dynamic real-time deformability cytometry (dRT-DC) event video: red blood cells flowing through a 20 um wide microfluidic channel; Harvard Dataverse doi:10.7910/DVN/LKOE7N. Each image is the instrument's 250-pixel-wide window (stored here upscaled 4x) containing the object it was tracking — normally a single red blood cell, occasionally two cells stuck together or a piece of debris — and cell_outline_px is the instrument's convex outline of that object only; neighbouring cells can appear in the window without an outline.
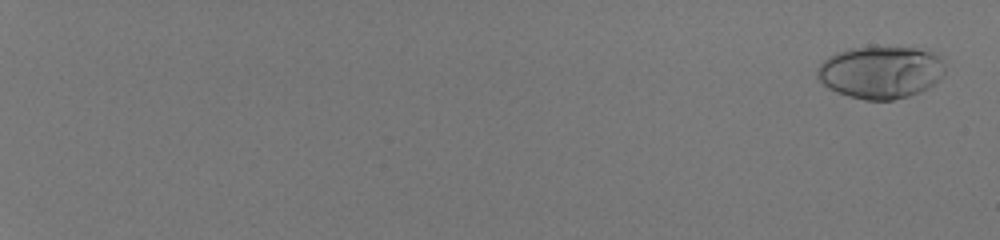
{"species": "human", "species_latin": "Homo sapiens", "temperature_condition": "room temperature", "stored_images_in_passage": 57, "camera_frame_rate_fps": 3000, "um_per_image_px": 0.085, "donor": {"sex": "male"}, "frame": {"image": 1, "passage_image": 3, "time_ms": 0.667, "image_size_px": [1000, 240], "cell_outline_px": [[944, 76], [940, 80], [928, 88], [920, 92], [908, 96], [892, 100], [864, 100], [836, 92], [828, 88], [816, 76], [816, 68], [828, 56], [836, 52], [852, 48], [916, 48], [940, 56], [944, 64]], "centroid_in_image_um": [74.85, 6.16], "position_along_channel_um": 10.1, "area_um2": 38.96}}
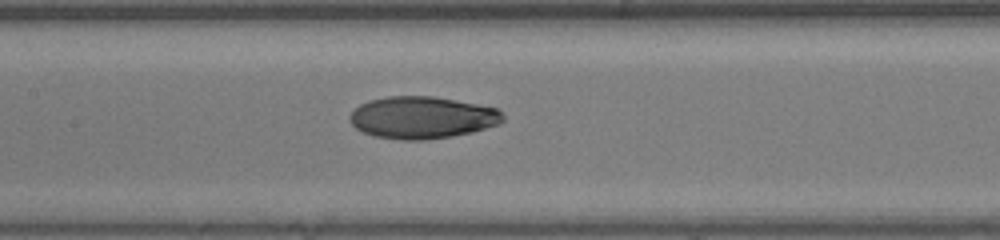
{"frame": {"image": 2, "passage_image": 35, "time_ms": 11.333, "image_size_px": [1000, 240], "cell_outline_px": [[504, 120], [500, 124], [472, 132], [452, 136], [424, 140], [404, 140], [376, 136], [364, 132], [356, 128], [352, 124], [348, 116], [360, 104], [368, 100], [388, 96], [432, 96], [476, 104], [496, 108], [504, 116]], "centroid_in_image_um": [35.88, 9.99], "position_along_channel_um": 171.5, "area_um2": 37.4}}
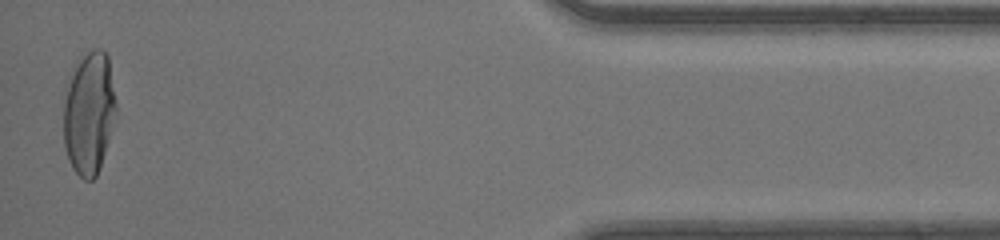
{"frame": {"image": 3, "passage_image": 57, "time_ms": 18.667, "image_size_px": [1000, 240], "cell_outline_px": [[116, 108], [108, 140], [100, 168], [96, 176], [92, 180], [84, 180], [72, 168], [68, 160], [64, 148], [64, 104], [68, 88], [76, 64], [92, 48], [100, 48], [108, 56], [116, 104]], "centroid_in_image_um": [7.57, 9.65], "position_along_channel_um": 427.6, "area_um2": 36.82}, "authors_computed_cell_mechanics": {"area_um2": 37.281, "velocity_mm_per_s": 4.1728, "shape_relaxation_time_tau1_ms": 8.2576, "shape_relaxation_time_tau2_ms": 1.1517, "deformation_change_tau1": 0.2976, "deformation_change_tau2": 0.0477}}